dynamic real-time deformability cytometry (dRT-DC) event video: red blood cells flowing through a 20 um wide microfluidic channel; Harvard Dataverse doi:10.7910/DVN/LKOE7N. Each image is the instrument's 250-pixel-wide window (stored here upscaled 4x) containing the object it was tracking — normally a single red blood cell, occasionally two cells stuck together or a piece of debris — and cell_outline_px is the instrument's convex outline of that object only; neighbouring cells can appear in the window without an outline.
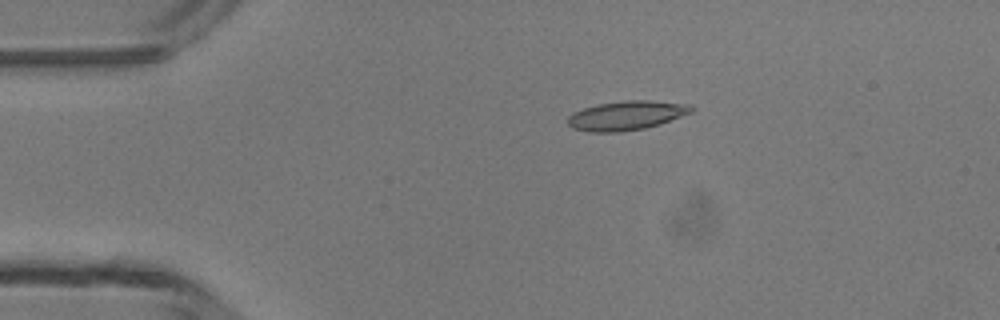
{"species": "common noctule bat (a hibernating species)", "species_latin": "Nyctalus noctula", "temperature_condition": "room temperature", "stored_images_in_passage": 3, "camera_frame_rate_fps": 3000, "um_per_image_px": 0.085, "animal": {"sex": "male", "body_mass_g": 13.3}, "frame": {"image": 1, "passage_image": 1, "time_ms": 0.0, "image_size_px": [1000, 320], "cell_outline_px": [[696, 108], [692, 112], [660, 124], [644, 128], [620, 132], [588, 132], [572, 128], [568, 124], [568, 116], [572, 112], [584, 108], [600, 104], [624, 100], [648, 100], [692, 104]], "centroid_in_image_um": [53.27, 9.81], "position_along_channel_um": 31.7, "area_um2": 21.15}}